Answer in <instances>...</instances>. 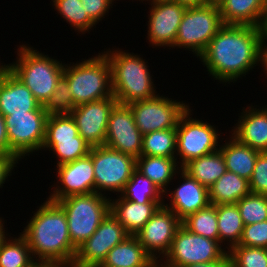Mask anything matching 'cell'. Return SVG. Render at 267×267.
Returning a JSON list of instances; mask_svg holds the SVG:
<instances>
[{"label": "cell", "mask_w": 267, "mask_h": 267, "mask_svg": "<svg viewBox=\"0 0 267 267\" xmlns=\"http://www.w3.org/2000/svg\"><path fill=\"white\" fill-rule=\"evenodd\" d=\"M3 219L0 217V248H1V246H2V244H3V242L8 238V237H6V236H8L7 234L5 235V233H7V232H5V228H4V222L2 221ZM3 222V223H2Z\"/></svg>", "instance_id": "cell-48"}, {"label": "cell", "mask_w": 267, "mask_h": 267, "mask_svg": "<svg viewBox=\"0 0 267 267\" xmlns=\"http://www.w3.org/2000/svg\"><path fill=\"white\" fill-rule=\"evenodd\" d=\"M217 222L220 244L223 245L226 241L229 246L228 248L226 245L228 250L238 245L242 237L244 224L236 203L217 205Z\"/></svg>", "instance_id": "cell-30"}, {"label": "cell", "mask_w": 267, "mask_h": 267, "mask_svg": "<svg viewBox=\"0 0 267 267\" xmlns=\"http://www.w3.org/2000/svg\"><path fill=\"white\" fill-rule=\"evenodd\" d=\"M254 106L247 107L248 109L241 113L239 116L238 124L231 132L240 143L256 149L260 152L267 151V108H253Z\"/></svg>", "instance_id": "cell-22"}, {"label": "cell", "mask_w": 267, "mask_h": 267, "mask_svg": "<svg viewBox=\"0 0 267 267\" xmlns=\"http://www.w3.org/2000/svg\"><path fill=\"white\" fill-rule=\"evenodd\" d=\"M233 267H267V249L235 245L228 250Z\"/></svg>", "instance_id": "cell-37"}, {"label": "cell", "mask_w": 267, "mask_h": 267, "mask_svg": "<svg viewBox=\"0 0 267 267\" xmlns=\"http://www.w3.org/2000/svg\"><path fill=\"white\" fill-rule=\"evenodd\" d=\"M40 106L32 92L6 67L0 74V113H25Z\"/></svg>", "instance_id": "cell-21"}, {"label": "cell", "mask_w": 267, "mask_h": 267, "mask_svg": "<svg viewBox=\"0 0 267 267\" xmlns=\"http://www.w3.org/2000/svg\"><path fill=\"white\" fill-rule=\"evenodd\" d=\"M180 226L181 220L163 205L135 236L153 260L158 261L161 254V258L164 259L169 252L175 233Z\"/></svg>", "instance_id": "cell-15"}, {"label": "cell", "mask_w": 267, "mask_h": 267, "mask_svg": "<svg viewBox=\"0 0 267 267\" xmlns=\"http://www.w3.org/2000/svg\"><path fill=\"white\" fill-rule=\"evenodd\" d=\"M208 191L210 204L216 206L235 204L251 193L249 181L230 171H226Z\"/></svg>", "instance_id": "cell-28"}, {"label": "cell", "mask_w": 267, "mask_h": 267, "mask_svg": "<svg viewBox=\"0 0 267 267\" xmlns=\"http://www.w3.org/2000/svg\"><path fill=\"white\" fill-rule=\"evenodd\" d=\"M155 261L135 235H129L113 247L98 267H152Z\"/></svg>", "instance_id": "cell-25"}, {"label": "cell", "mask_w": 267, "mask_h": 267, "mask_svg": "<svg viewBox=\"0 0 267 267\" xmlns=\"http://www.w3.org/2000/svg\"><path fill=\"white\" fill-rule=\"evenodd\" d=\"M117 103L112 95L77 105L70 113L76 122L79 135L90 147L104 146L109 116Z\"/></svg>", "instance_id": "cell-17"}, {"label": "cell", "mask_w": 267, "mask_h": 267, "mask_svg": "<svg viewBox=\"0 0 267 267\" xmlns=\"http://www.w3.org/2000/svg\"><path fill=\"white\" fill-rule=\"evenodd\" d=\"M1 63V62H0ZM6 68V65L4 64V65H1L0 64V74H1V72L4 70Z\"/></svg>", "instance_id": "cell-52"}, {"label": "cell", "mask_w": 267, "mask_h": 267, "mask_svg": "<svg viewBox=\"0 0 267 267\" xmlns=\"http://www.w3.org/2000/svg\"><path fill=\"white\" fill-rule=\"evenodd\" d=\"M53 151L58 157L56 166L75 161L89 154L91 147L79 135L71 114H51L46 122V136L42 149Z\"/></svg>", "instance_id": "cell-12"}, {"label": "cell", "mask_w": 267, "mask_h": 267, "mask_svg": "<svg viewBox=\"0 0 267 267\" xmlns=\"http://www.w3.org/2000/svg\"><path fill=\"white\" fill-rule=\"evenodd\" d=\"M53 6L57 9L58 14L69 22L71 27L78 30V33L88 32L96 24L85 13L81 0H52Z\"/></svg>", "instance_id": "cell-35"}, {"label": "cell", "mask_w": 267, "mask_h": 267, "mask_svg": "<svg viewBox=\"0 0 267 267\" xmlns=\"http://www.w3.org/2000/svg\"><path fill=\"white\" fill-rule=\"evenodd\" d=\"M238 245L267 249V220L244 226Z\"/></svg>", "instance_id": "cell-39"}, {"label": "cell", "mask_w": 267, "mask_h": 267, "mask_svg": "<svg viewBox=\"0 0 267 267\" xmlns=\"http://www.w3.org/2000/svg\"><path fill=\"white\" fill-rule=\"evenodd\" d=\"M224 0H208V4L219 6Z\"/></svg>", "instance_id": "cell-50"}, {"label": "cell", "mask_w": 267, "mask_h": 267, "mask_svg": "<svg viewBox=\"0 0 267 267\" xmlns=\"http://www.w3.org/2000/svg\"><path fill=\"white\" fill-rule=\"evenodd\" d=\"M88 155L93 161L95 192L122 193L136 170V158L106 146L91 147Z\"/></svg>", "instance_id": "cell-9"}, {"label": "cell", "mask_w": 267, "mask_h": 267, "mask_svg": "<svg viewBox=\"0 0 267 267\" xmlns=\"http://www.w3.org/2000/svg\"><path fill=\"white\" fill-rule=\"evenodd\" d=\"M18 161H20L16 156L13 155H0V188H2L3 183H5L8 176L11 175L14 167Z\"/></svg>", "instance_id": "cell-42"}, {"label": "cell", "mask_w": 267, "mask_h": 267, "mask_svg": "<svg viewBox=\"0 0 267 267\" xmlns=\"http://www.w3.org/2000/svg\"><path fill=\"white\" fill-rule=\"evenodd\" d=\"M244 226L267 220V195L250 193L236 203Z\"/></svg>", "instance_id": "cell-36"}, {"label": "cell", "mask_w": 267, "mask_h": 267, "mask_svg": "<svg viewBox=\"0 0 267 267\" xmlns=\"http://www.w3.org/2000/svg\"><path fill=\"white\" fill-rule=\"evenodd\" d=\"M229 140L228 142L225 141L224 146H219L223 154L226 170L249 181L260 151L240 143L232 135Z\"/></svg>", "instance_id": "cell-26"}, {"label": "cell", "mask_w": 267, "mask_h": 267, "mask_svg": "<svg viewBox=\"0 0 267 267\" xmlns=\"http://www.w3.org/2000/svg\"><path fill=\"white\" fill-rule=\"evenodd\" d=\"M128 236L122 224L109 212L96 231L77 248L72 266H100L107 253Z\"/></svg>", "instance_id": "cell-14"}, {"label": "cell", "mask_w": 267, "mask_h": 267, "mask_svg": "<svg viewBox=\"0 0 267 267\" xmlns=\"http://www.w3.org/2000/svg\"><path fill=\"white\" fill-rule=\"evenodd\" d=\"M56 167L58 184L47 199L57 202L71 195L95 192L94 167L89 155Z\"/></svg>", "instance_id": "cell-19"}, {"label": "cell", "mask_w": 267, "mask_h": 267, "mask_svg": "<svg viewBox=\"0 0 267 267\" xmlns=\"http://www.w3.org/2000/svg\"><path fill=\"white\" fill-rule=\"evenodd\" d=\"M249 186L251 193L267 195V151L259 152Z\"/></svg>", "instance_id": "cell-40"}, {"label": "cell", "mask_w": 267, "mask_h": 267, "mask_svg": "<svg viewBox=\"0 0 267 267\" xmlns=\"http://www.w3.org/2000/svg\"><path fill=\"white\" fill-rule=\"evenodd\" d=\"M17 51V61L6 67L44 105L55 91L65 65L25 44L20 45Z\"/></svg>", "instance_id": "cell-4"}, {"label": "cell", "mask_w": 267, "mask_h": 267, "mask_svg": "<svg viewBox=\"0 0 267 267\" xmlns=\"http://www.w3.org/2000/svg\"><path fill=\"white\" fill-rule=\"evenodd\" d=\"M46 113L51 114H70L76 107L72 98L68 80L62 75L55 91L43 105Z\"/></svg>", "instance_id": "cell-38"}, {"label": "cell", "mask_w": 267, "mask_h": 267, "mask_svg": "<svg viewBox=\"0 0 267 267\" xmlns=\"http://www.w3.org/2000/svg\"><path fill=\"white\" fill-rule=\"evenodd\" d=\"M176 161V158L169 157L140 156L136 159V170L151 180L167 196L170 190L167 188L168 185L175 174L180 173L181 167H178L179 161Z\"/></svg>", "instance_id": "cell-27"}, {"label": "cell", "mask_w": 267, "mask_h": 267, "mask_svg": "<svg viewBox=\"0 0 267 267\" xmlns=\"http://www.w3.org/2000/svg\"><path fill=\"white\" fill-rule=\"evenodd\" d=\"M143 135L137 128L128 105L117 103L111 110L104 146L131 155L141 156Z\"/></svg>", "instance_id": "cell-16"}, {"label": "cell", "mask_w": 267, "mask_h": 267, "mask_svg": "<svg viewBox=\"0 0 267 267\" xmlns=\"http://www.w3.org/2000/svg\"><path fill=\"white\" fill-rule=\"evenodd\" d=\"M225 24L219 6L187 7L179 25L174 47L188 48L197 58L205 51L210 40Z\"/></svg>", "instance_id": "cell-7"}, {"label": "cell", "mask_w": 267, "mask_h": 267, "mask_svg": "<svg viewBox=\"0 0 267 267\" xmlns=\"http://www.w3.org/2000/svg\"><path fill=\"white\" fill-rule=\"evenodd\" d=\"M262 32H263V42H267V12H266V16L262 25Z\"/></svg>", "instance_id": "cell-49"}, {"label": "cell", "mask_w": 267, "mask_h": 267, "mask_svg": "<svg viewBox=\"0 0 267 267\" xmlns=\"http://www.w3.org/2000/svg\"><path fill=\"white\" fill-rule=\"evenodd\" d=\"M120 195L138 204L165 202L163 192L137 170L133 172L131 179L126 183Z\"/></svg>", "instance_id": "cell-31"}, {"label": "cell", "mask_w": 267, "mask_h": 267, "mask_svg": "<svg viewBox=\"0 0 267 267\" xmlns=\"http://www.w3.org/2000/svg\"><path fill=\"white\" fill-rule=\"evenodd\" d=\"M31 267H68L67 265L55 261H35Z\"/></svg>", "instance_id": "cell-46"}, {"label": "cell", "mask_w": 267, "mask_h": 267, "mask_svg": "<svg viewBox=\"0 0 267 267\" xmlns=\"http://www.w3.org/2000/svg\"><path fill=\"white\" fill-rule=\"evenodd\" d=\"M43 105L34 111L4 116L9 140V155L23 159L42 150L48 118Z\"/></svg>", "instance_id": "cell-8"}, {"label": "cell", "mask_w": 267, "mask_h": 267, "mask_svg": "<svg viewBox=\"0 0 267 267\" xmlns=\"http://www.w3.org/2000/svg\"><path fill=\"white\" fill-rule=\"evenodd\" d=\"M33 214L24 231L35 261H55L72 266L77 248L72 244L63 208L47 199ZM38 258V259H37Z\"/></svg>", "instance_id": "cell-2"}, {"label": "cell", "mask_w": 267, "mask_h": 267, "mask_svg": "<svg viewBox=\"0 0 267 267\" xmlns=\"http://www.w3.org/2000/svg\"><path fill=\"white\" fill-rule=\"evenodd\" d=\"M230 265V256L227 252L220 260L205 263H196L184 267H228Z\"/></svg>", "instance_id": "cell-44"}, {"label": "cell", "mask_w": 267, "mask_h": 267, "mask_svg": "<svg viewBox=\"0 0 267 267\" xmlns=\"http://www.w3.org/2000/svg\"><path fill=\"white\" fill-rule=\"evenodd\" d=\"M266 42L263 43V48H262V67L264 69L265 74H267V44Z\"/></svg>", "instance_id": "cell-47"}, {"label": "cell", "mask_w": 267, "mask_h": 267, "mask_svg": "<svg viewBox=\"0 0 267 267\" xmlns=\"http://www.w3.org/2000/svg\"><path fill=\"white\" fill-rule=\"evenodd\" d=\"M186 7L203 6L208 4V0H172Z\"/></svg>", "instance_id": "cell-45"}, {"label": "cell", "mask_w": 267, "mask_h": 267, "mask_svg": "<svg viewBox=\"0 0 267 267\" xmlns=\"http://www.w3.org/2000/svg\"><path fill=\"white\" fill-rule=\"evenodd\" d=\"M181 169L208 189L227 171L220 149L189 161Z\"/></svg>", "instance_id": "cell-29"}, {"label": "cell", "mask_w": 267, "mask_h": 267, "mask_svg": "<svg viewBox=\"0 0 267 267\" xmlns=\"http://www.w3.org/2000/svg\"><path fill=\"white\" fill-rule=\"evenodd\" d=\"M170 99L157 95L151 99L128 104L142 135L164 129H176L180 117L189 106L182 101Z\"/></svg>", "instance_id": "cell-13"}, {"label": "cell", "mask_w": 267, "mask_h": 267, "mask_svg": "<svg viewBox=\"0 0 267 267\" xmlns=\"http://www.w3.org/2000/svg\"><path fill=\"white\" fill-rule=\"evenodd\" d=\"M219 8L224 24L261 28L267 12V0H224Z\"/></svg>", "instance_id": "cell-23"}, {"label": "cell", "mask_w": 267, "mask_h": 267, "mask_svg": "<svg viewBox=\"0 0 267 267\" xmlns=\"http://www.w3.org/2000/svg\"><path fill=\"white\" fill-rule=\"evenodd\" d=\"M148 40L152 46L174 48L179 25L187 7L172 0H150Z\"/></svg>", "instance_id": "cell-18"}, {"label": "cell", "mask_w": 267, "mask_h": 267, "mask_svg": "<svg viewBox=\"0 0 267 267\" xmlns=\"http://www.w3.org/2000/svg\"><path fill=\"white\" fill-rule=\"evenodd\" d=\"M181 225L190 232L219 241L217 206L214 204L190 214L181 221Z\"/></svg>", "instance_id": "cell-33"}, {"label": "cell", "mask_w": 267, "mask_h": 267, "mask_svg": "<svg viewBox=\"0 0 267 267\" xmlns=\"http://www.w3.org/2000/svg\"><path fill=\"white\" fill-rule=\"evenodd\" d=\"M111 67L113 97L119 104L154 98L158 94L148 65L140 55L123 50L104 51Z\"/></svg>", "instance_id": "cell-3"}, {"label": "cell", "mask_w": 267, "mask_h": 267, "mask_svg": "<svg viewBox=\"0 0 267 267\" xmlns=\"http://www.w3.org/2000/svg\"><path fill=\"white\" fill-rule=\"evenodd\" d=\"M177 131L164 129L143 135L141 156L176 158Z\"/></svg>", "instance_id": "cell-32"}, {"label": "cell", "mask_w": 267, "mask_h": 267, "mask_svg": "<svg viewBox=\"0 0 267 267\" xmlns=\"http://www.w3.org/2000/svg\"><path fill=\"white\" fill-rule=\"evenodd\" d=\"M112 2V0H81L83 7H85V13L95 24L105 17L113 4Z\"/></svg>", "instance_id": "cell-41"}, {"label": "cell", "mask_w": 267, "mask_h": 267, "mask_svg": "<svg viewBox=\"0 0 267 267\" xmlns=\"http://www.w3.org/2000/svg\"><path fill=\"white\" fill-rule=\"evenodd\" d=\"M63 76L76 106L113 95L111 67L103 52L72 66L65 64Z\"/></svg>", "instance_id": "cell-5"}, {"label": "cell", "mask_w": 267, "mask_h": 267, "mask_svg": "<svg viewBox=\"0 0 267 267\" xmlns=\"http://www.w3.org/2000/svg\"><path fill=\"white\" fill-rule=\"evenodd\" d=\"M219 241L188 231L182 225L177 229L169 252L164 256L167 267H184L186 265L220 260L228 251Z\"/></svg>", "instance_id": "cell-11"}, {"label": "cell", "mask_w": 267, "mask_h": 267, "mask_svg": "<svg viewBox=\"0 0 267 267\" xmlns=\"http://www.w3.org/2000/svg\"><path fill=\"white\" fill-rule=\"evenodd\" d=\"M183 182L175 190L169 192L171 202L163 204L170 209L182 221L190 214L207 207L210 204L208 188L200 184L196 179L190 177L180 169ZM170 195V196H169ZM171 204V205H170Z\"/></svg>", "instance_id": "cell-20"}, {"label": "cell", "mask_w": 267, "mask_h": 267, "mask_svg": "<svg viewBox=\"0 0 267 267\" xmlns=\"http://www.w3.org/2000/svg\"><path fill=\"white\" fill-rule=\"evenodd\" d=\"M0 155H9V140L4 116L0 113Z\"/></svg>", "instance_id": "cell-43"}, {"label": "cell", "mask_w": 267, "mask_h": 267, "mask_svg": "<svg viewBox=\"0 0 267 267\" xmlns=\"http://www.w3.org/2000/svg\"><path fill=\"white\" fill-rule=\"evenodd\" d=\"M35 262L26 239L7 238L0 248V267H31Z\"/></svg>", "instance_id": "cell-34"}, {"label": "cell", "mask_w": 267, "mask_h": 267, "mask_svg": "<svg viewBox=\"0 0 267 267\" xmlns=\"http://www.w3.org/2000/svg\"><path fill=\"white\" fill-rule=\"evenodd\" d=\"M110 198V212L129 235H135L164 203L138 204L118 196Z\"/></svg>", "instance_id": "cell-24"}, {"label": "cell", "mask_w": 267, "mask_h": 267, "mask_svg": "<svg viewBox=\"0 0 267 267\" xmlns=\"http://www.w3.org/2000/svg\"><path fill=\"white\" fill-rule=\"evenodd\" d=\"M96 192L71 195L58 200L65 211L72 244L78 248L110 212V198Z\"/></svg>", "instance_id": "cell-6"}, {"label": "cell", "mask_w": 267, "mask_h": 267, "mask_svg": "<svg viewBox=\"0 0 267 267\" xmlns=\"http://www.w3.org/2000/svg\"><path fill=\"white\" fill-rule=\"evenodd\" d=\"M191 111L188 107L176 127V159L177 155L180 156L178 159L182 162L178 164L181 168L195 158L217 151L220 146L218 145L219 133L215 126L203 120L191 118Z\"/></svg>", "instance_id": "cell-10"}, {"label": "cell", "mask_w": 267, "mask_h": 267, "mask_svg": "<svg viewBox=\"0 0 267 267\" xmlns=\"http://www.w3.org/2000/svg\"><path fill=\"white\" fill-rule=\"evenodd\" d=\"M263 43L262 28L225 24L199 59L215 80L235 82L262 62Z\"/></svg>", "instance_id": "cell-1"}, {"label": "cell", "mask_w": 267, "mask_h": 267, "mask_svg": "<svg viewBox=\"0 0 267 267\" xmlns=\"http://www.w3.org/2000/svg\"><path fill=\"white\" fill-rule=\"evenodd\" d=\"M152 267H167V266H165L163 263L161 264V262L159 263L158 260L153 263Z\"/></svg>", "instance_id": "cell-51"}]
</instances>
